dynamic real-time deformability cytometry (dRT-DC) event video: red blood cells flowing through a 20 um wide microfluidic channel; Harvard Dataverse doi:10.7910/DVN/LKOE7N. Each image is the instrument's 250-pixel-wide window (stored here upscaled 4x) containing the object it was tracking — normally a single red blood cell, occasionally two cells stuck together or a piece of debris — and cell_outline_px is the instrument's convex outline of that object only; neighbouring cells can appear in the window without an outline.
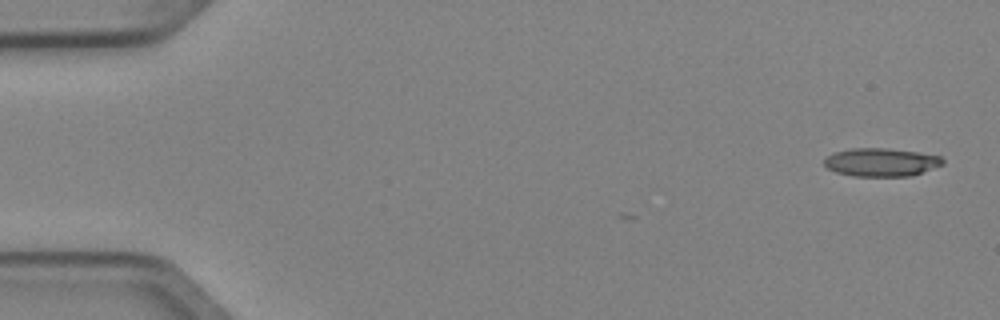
{"species": "Egyptian fruit bat (a non-hibernating species)", "species_latin": "Rousettus aegyptiacus", "temperature_condition": "cold", "stored_images_in_passage": 6, "camera_frame_rate_fps": 3000, "um_per_image_px": 0.085, "animal": {"sex": "female"}, "frame": {"image": 1, "passage_image": 1, "time_ms": 0.0, "image_size_px": [1000, 320], "cell_outline_px": [[944, 164], [912, 176], [852, 176], [836, 172], [828, 168], [824, 164], [824, 160], [828, 156], [836, 152], [852, 148], [884, 148], [920, 152], [940, 156], [944, 160]], "centroid_in_image_um": [74.93, 13.79], "position_along_channel_um": 10.1, "area_um2": 19.48}}
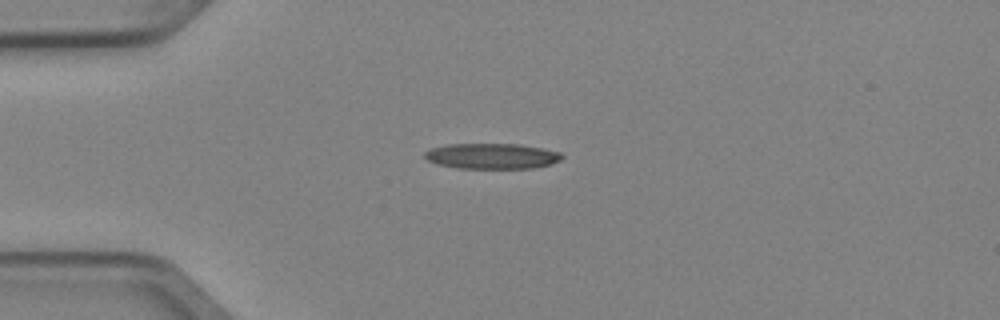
{"frame": {"image": 2, "passage_image": 4, "time_ms": 1.0, "image_size_px": [1000, 320], "cell_outline_px": [[564, 156], [560, 160], [552, 164], [532, 168], [456, 168], [436, 164], [428, 160], [424, 156], [424, 152], [428, 148], [448, 144], [520, 144], [544, 148], [560, 152]], "centroid_in_image_um": [41.8, 13.26], "position_along_channel_um": 43.2, "area_um2": 20.63}}
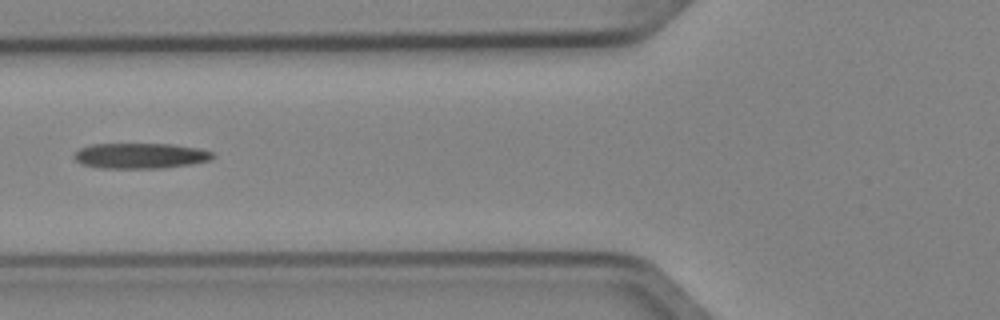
{"frame": {"image": 3, "passage_image": 6, "time_ms": 1.667, "image_size_px": [1000, 320], "cell_outline_px": [[216, 156], [212, 160], [192, 164], [164, 168], [100, 168], [80, 164], [72, 156], [80, 148], [92, 144], [172, 144], [200, 148], [212, 152]], "centroid_in_image_um": [11.96, 13.24], "position_along_channel_um": 113.8, "area_um2": 20.81}}